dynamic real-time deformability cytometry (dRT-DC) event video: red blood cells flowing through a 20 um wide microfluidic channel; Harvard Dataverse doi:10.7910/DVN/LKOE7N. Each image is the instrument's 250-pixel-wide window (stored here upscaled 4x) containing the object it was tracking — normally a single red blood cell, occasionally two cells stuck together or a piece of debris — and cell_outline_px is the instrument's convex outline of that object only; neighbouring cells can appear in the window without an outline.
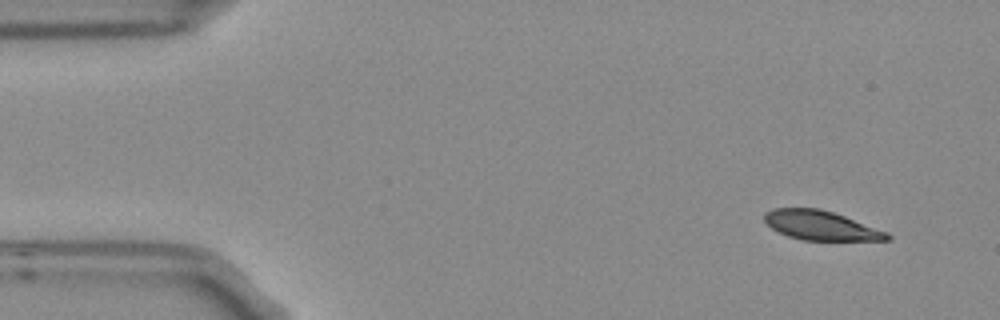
{"species": "Egyptian fruit bat (a non-hibernating species)", "species_latin": "Rousettus aegyptiacus", "temperature_condition": "room temperature", "stored_images_in_passage": 4, "camera_frame_rate_fps": 3000, "um_per_image_px": 0.085, "frame": {"image": 1, "passage_image": 2, "time_ms": 0.333, "image_size_px": [1000, 320], "cell_outline_px": [[892, 236], [888, 240], [804, 240], [788, 236], [772, 228], [764, 220], [764, 212], [772, 208], [820, 208], [844, 216], [888, 232]], "centroid_in_image_um": [69.76, 19.16], "position_along_channel_um": 15.2, "area_um2": 20.81}}